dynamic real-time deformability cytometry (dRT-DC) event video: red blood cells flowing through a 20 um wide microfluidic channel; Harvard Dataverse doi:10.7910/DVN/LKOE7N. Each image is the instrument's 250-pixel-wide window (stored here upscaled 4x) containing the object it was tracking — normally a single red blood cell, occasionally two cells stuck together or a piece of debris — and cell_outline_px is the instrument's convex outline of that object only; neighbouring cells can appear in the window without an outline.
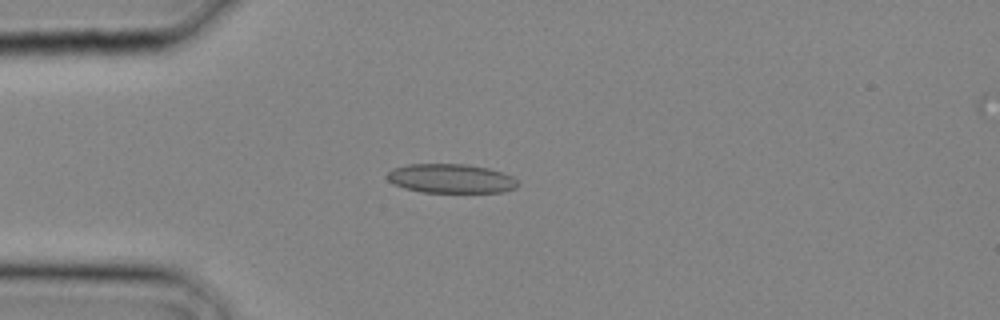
{"species": "common noctule bat (a hibernating species)", "species_latin": "Nyctalus noctula", "temperature_condition": "cold", "stored_images_in_passage": 7, "camera_frame_rate_fps": 3000, "um_per_image_px": 0.085, "animal": {"sex": "male", "body_mass_g": 20.4}, "frame": {"image": 1, "passage_image": 4, "time_ms": 1.0, "image_size_px": [1000, 320], "cell_outline_px": [[520, 184], [516, 188], [504, 192], [424, 192], [404, 188], [388, 180], [388, 172], [392, 168], [408, 164], [468, 164], [488, 168], [504, 172], [512, 176]], "centroid_in_image_um": [38.38, 15.17], "position_along_channel_um": 46.6, "area_um2": 22.25}}
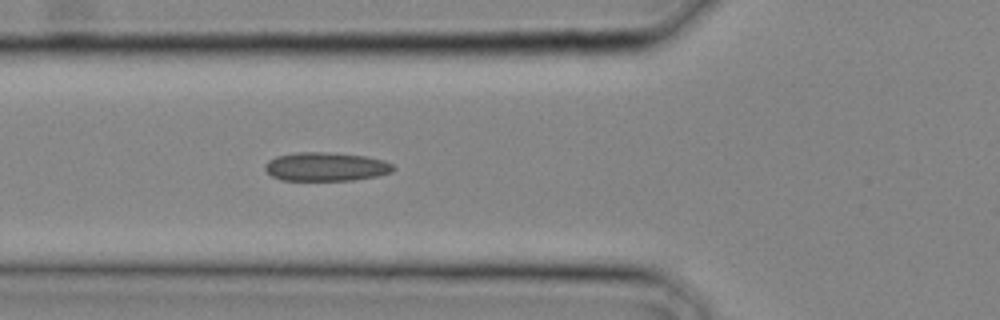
{"frame": {"image": 2, "passage_image": 7, "time_ms": 2.0, "image_size_px": [1000, 320], "cell_outline_px": [[396, 168], [392, 172], [376, 176], [352, 180], [284, 180], [272, 176], [264, 168], [264, 164], [268, 160], [276, 156], [296, 152], [328, 152], [368, 156], [384, 160], [392, 164]], "centroid_in_image_um": [27.71, 14.16], "position_along_channel_um": 98.1, "area_um2": 21.56}}